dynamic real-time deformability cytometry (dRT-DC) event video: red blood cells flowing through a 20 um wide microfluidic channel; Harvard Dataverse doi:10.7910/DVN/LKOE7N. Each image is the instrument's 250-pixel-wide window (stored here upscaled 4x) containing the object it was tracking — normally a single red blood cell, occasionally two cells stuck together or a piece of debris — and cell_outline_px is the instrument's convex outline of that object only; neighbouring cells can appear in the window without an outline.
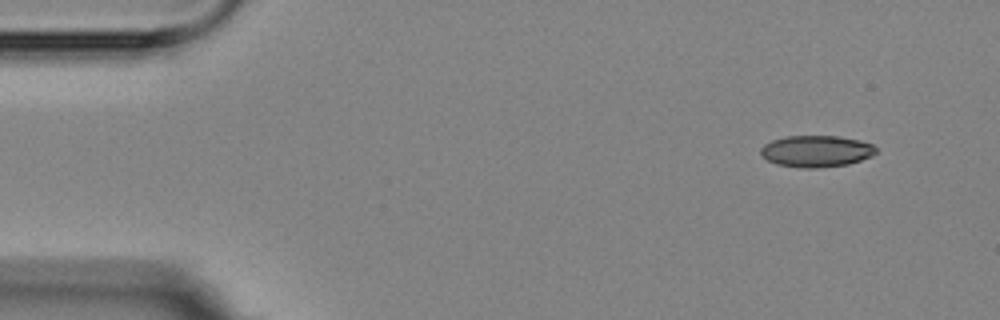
{"species": "Egyptian fruit bat (a non-hibernating species)", "species_latin": "Rousettus aegyptiacus", "temperature_condition": "room temperature", "stored_images_in_passage": 5, "segment_of_instrument_passage": [1, 2], "camera_frame_rate_fps": 3000, "um_per_image_px": 0.085, "animal": {"sex": "female"}, "frame": {"image": 1, "passage_image": 1, "time_ms": 0.0, "image_size_px": [1000, 320], "cell_outline_px": [[876, 152], [872, 156], [848, 164], [820, 168], [804, 168], [776, 164], [768, 160], [760, 152], [760, 148], [764, 144], [772, 140], [784, 136], [836, 136], [860, 140], [872, 144], [876, 148]], "centroid_in_image_um": [69.38, 12.85], "position_along_channel_um": 15.6, "area_um2": 21.21}}